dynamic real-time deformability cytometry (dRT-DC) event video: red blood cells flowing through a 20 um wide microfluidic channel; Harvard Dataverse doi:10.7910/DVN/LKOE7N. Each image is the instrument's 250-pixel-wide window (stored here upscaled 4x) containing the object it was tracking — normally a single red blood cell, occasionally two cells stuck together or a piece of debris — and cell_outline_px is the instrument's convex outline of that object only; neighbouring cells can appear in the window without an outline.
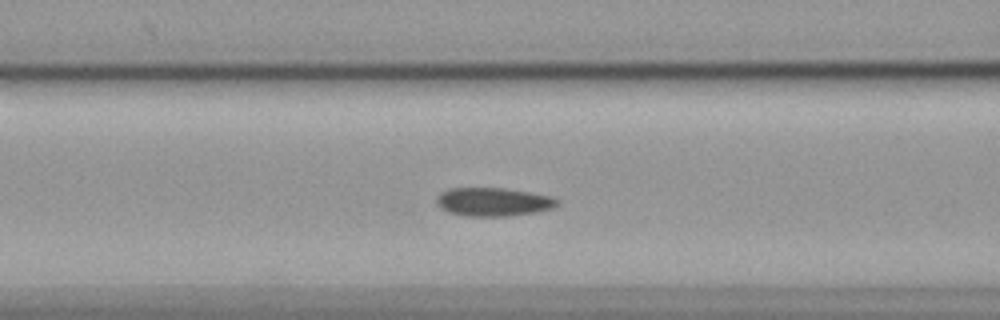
{"species": "common noctule bat (a hibernating species)", "species_latin": "Nyctalus noctula", "temperature_condition": "cold", "stored_images_in_passage": 46, "camera_frame_rate_fps": 3000, "um_per_image_px": 0.085, "animal": {"sex": "female", "body_mass_g": 19.9}, "frame": {"image": 1, "passage_image": 11, "time_ms": 3.333, "image_size_px": [1000, 320], "cell_outline_px": [[560, 204], [552, 208], [536, 212], [508, 216], [464, 216], [448, 212], [440, 208], [436, 204], [436, 196], [440, 192], [448, 188], [504, 188], [552, 196], [560, 200]], "centroid_in_image_um": [41.91, 17.16], "position_along_channel_um": 124.7, "area_um2": 20.29}}
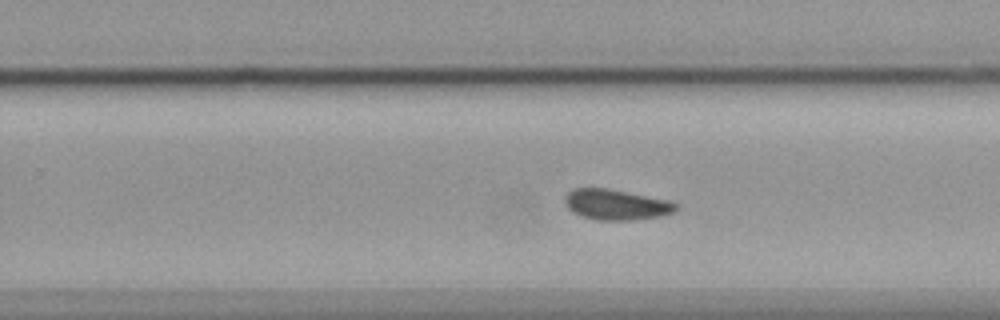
{"frame": {"image": 2, "passage_image": 24, "time_ms": 7.667, "image_size_px": [1000, 320], "cell_outline_px": [[680, 208], [676, 212], [660, 216], [636, 220], [596, 220], [572, 212], [568, 208], [564, 200], [564, 196], [572, 188], [608, 188], [668, 200], [676, 204]], "centroid_in_image_um": [52.38, 17.39], "position_along_channel_um": 277.4, "area_um2": 19.88}}
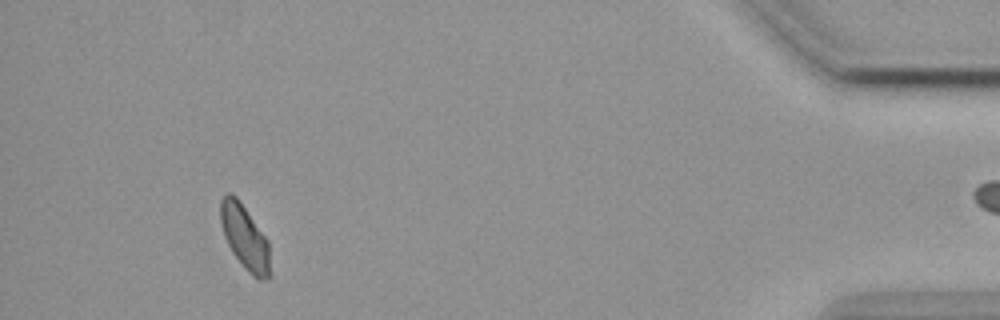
{"frame": {"image": 3, "passage_image": 41, "time_ms": 13.333, "image_size_px": [1000, 320], "cell_outline_px": [[268, 276], [260, 280], [256, 280], [244, 268], [232, 252], [224, 236], [220, 220], [220, 200], [228, 192], [232, 192], [236, 196], [268, 240]], "centroid_in_image_um": [20.76, 20.13], "position_along_channel_um": 414.4, "area_um2": 18.26}}